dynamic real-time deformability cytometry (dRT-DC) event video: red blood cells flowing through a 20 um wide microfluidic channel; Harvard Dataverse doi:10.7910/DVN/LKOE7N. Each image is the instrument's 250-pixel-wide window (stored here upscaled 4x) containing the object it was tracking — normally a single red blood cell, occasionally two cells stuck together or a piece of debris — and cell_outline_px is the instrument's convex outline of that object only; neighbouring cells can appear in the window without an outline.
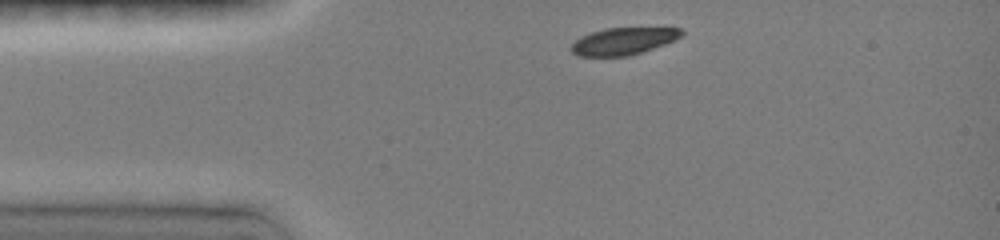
{"species": "common noctule bat (a hibernating species)", "species_latin": "Nyctalus noctula", "temperature_condition": "room temperature", "stored_images_in_passage": 37, "camera_frame_rate_fps": 3000, "um_per_image_px": 0.085, "animal": {"sex": "female", "body_mass_g": 19.0, "forearm_length_mm": 51.5}, "frame": {"image": 1, "passage_image": 1, "time_ms": 0.0, "image_size_px": [1000, 240], "cell_outline_px": [[684, 32], [676, 40], [628, 56], [576, 56], [568, 48], [580, 36], [604, 28], [668, 24], [680, 28]], "centroid_in_image_um": [53.07, 3.43], "position_along_channel_um": 31.9, "area_um2": 18.44}}
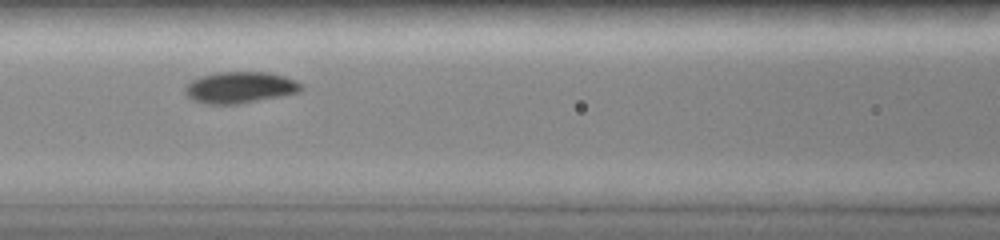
{"frame": {"image": 2, "passage_image": 16, "time_ms": 3.667, "image_size_px": [1000, 240], "cell_outline_px": [[304, 88], [300, 92], [240, 104], [204, 104], [192, 100], [184, 92], [184, 88], [192, 80], [200, 76], [216, 72], [268, 72], [284, 76], [296, 80]], "centroid_in_image_um": [20.39, 7.44], "position_along_channel_um": 146.2, "area_um2": 21.39}}
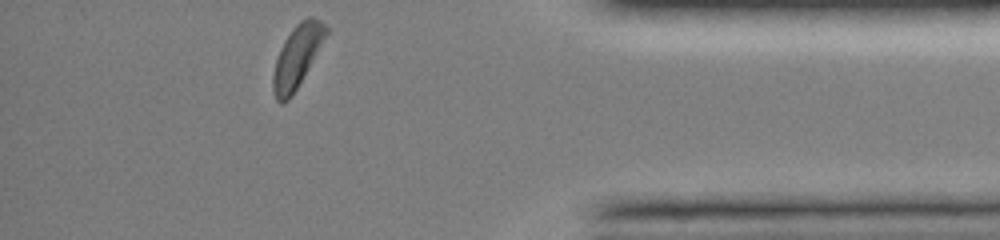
{"frame": {"image": 3, "passage_image": 37, "time_ms": 10.667, "image_size_px": [1000, 240], "cell_outline_px": [[328, 32], [292, 96], [288, 100], [280, 104], [276, 100], [272, 88], [272, 76], [276, 60], [280, 48], [284, 40], [292, 28], [300, 20], [308, 16], [312, 16], [320, 20], [328, 28]], "centroid_in_image_um": [25.22, 4.79], "position_along_channel_um": 410.0, "area_um2": 18.96}, "authors_computed_cell_mechanics": {"area_um2": 19.8832, "velocity_mm_per_s": 4.0624, "shape_relaxation_time_tau1_ms": 1.6107, "shape_relaxation_time_tau2_ms": null, "deformation_change_tau1": 0.1079, "deformation_change_tau2": null}}